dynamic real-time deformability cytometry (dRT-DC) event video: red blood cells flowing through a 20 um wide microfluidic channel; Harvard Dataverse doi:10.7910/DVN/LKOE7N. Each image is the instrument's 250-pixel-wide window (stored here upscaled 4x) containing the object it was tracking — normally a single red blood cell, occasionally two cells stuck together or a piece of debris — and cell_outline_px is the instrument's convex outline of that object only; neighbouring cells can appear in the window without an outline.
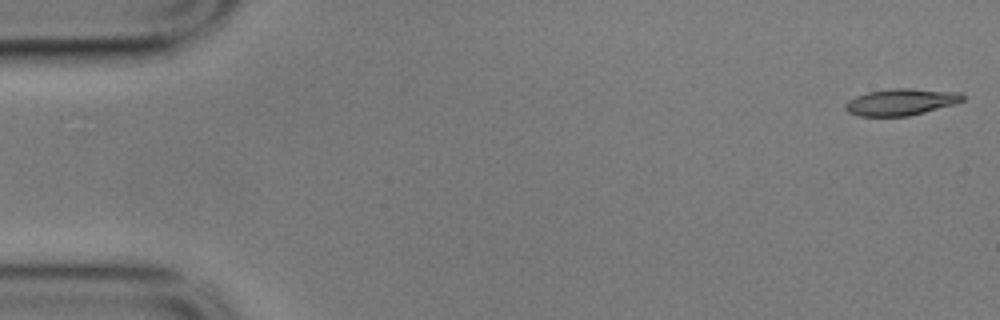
{"species": "common noctule bat (a hibernating species)", "species_latin": "Nyctalus noctula", "temperature_condition": "cold", "stored_images_in_passage": 56, "camera_frame_rate_fps": 3000, "um_per_image_px": 0.085, "animal": {"sex": "male", "body_mass_g": 17.9}, "frame": {"image": 1, "passage_image": 1, "time_ms": 0.0, "image_size_px": [1000, 320], "cell_outline_px": [[964, 100], [956, 104], [908, 116], [860, 116], [848, 112], [844, 108], [844, 104], [848, 100], [856, 96], [868, 92], [892, 88], [908, 88], [960, 92], [964, 96]], "centroid_in_image_um": [76.58, 8.66], "position_along_channel_um": 8.4, "area_um2": 18.26}}
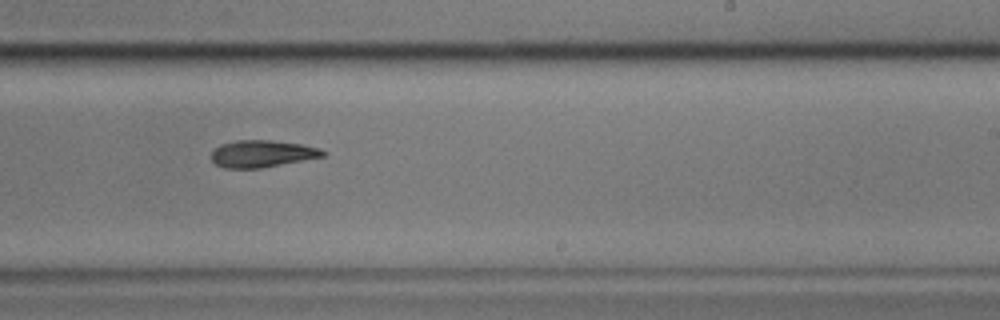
{"frame": {"image": 2, "passage_image": 34, "time_ms": 11.0, "image_size_px": [1000, 320], "cell_outline_px": [[328, 152], [324, 156], [260, 168], [224, 168], [216, 164], [212, 160], [212, 152], [220, 144], [236, 140], [272, 140], [300, 144], [320, 148]], "centroid_in_image_um": [22.28, 13.06], "position_along_channel_um": 266.7, "area_um2": 17.46}}
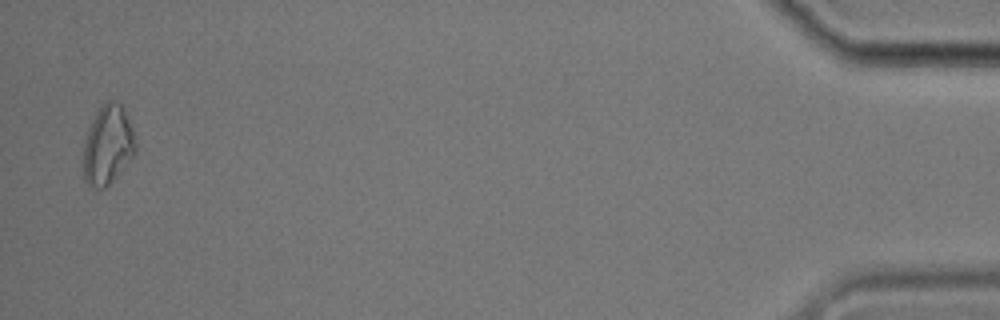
{"frame": {"image": 3, "passage_image": 55, "time_ms": 18.0, "image_size_px": [1000, 320], "cell_outline_px": [[136, 152], [116, 176], [104, 188], [96, 188], [88, 184], [84, 180], [84, 140], [88, 128], [96, 112], [104, 100], [112, 100], [120, 104], [124, 108], [136, 136]], "centroid_in_image_um": [9.17, 12.28], "position_along_channel_um": 426.0, "area_um2": 24.1}, "authors_computed_cell_mechanics": {"area_um2": 18.1781, "velocity_mm_per_s": 3.5195, "shape_relaxation_time_tau1_ms": 4.246, "shape_relaxation_time_tau2_ms": null, "deformation_change_tau1": 0.1706, "deformation_change_tau2": null}}